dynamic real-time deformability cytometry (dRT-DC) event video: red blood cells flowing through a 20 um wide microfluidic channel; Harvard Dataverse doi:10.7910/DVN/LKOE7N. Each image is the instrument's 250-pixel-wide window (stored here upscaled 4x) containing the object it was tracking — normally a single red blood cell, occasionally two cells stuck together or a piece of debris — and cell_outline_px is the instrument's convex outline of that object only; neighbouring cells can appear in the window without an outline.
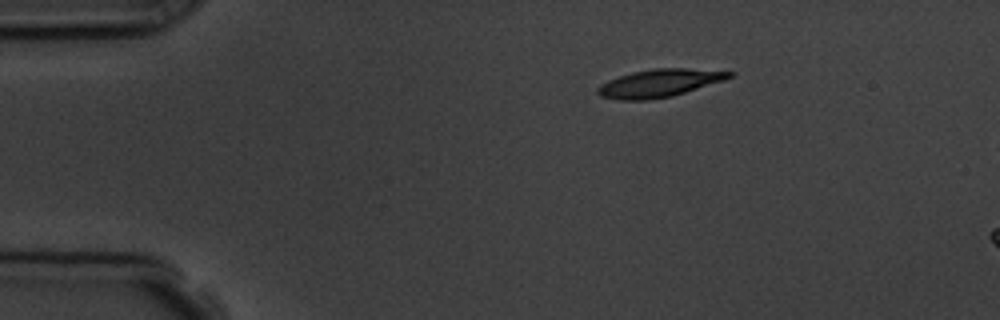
{"species": "common noctule bat (a hibernating species)", "species_latin": "Nyctalus noctula", "temperature_condition": "room temperature", "stored_images_in_passage": 2, "camera_frame_rate_fps": 3000, "um_per_image_px": 0.085, "animal": {"sex": "male", "body_mass_g": 19.5, "forearm_length_mm": 54.6}, "frame": {"image": 1, "passage_image": 1, "time_ms": 0.0, "image_size_px": [1000, 320], "cell_outline_px": [[732, 76], [724, 80], [672, 96], [644, 100], [620, 100], [600, 96], [596, 92], [596, 88], [600, 84], [608, 80], [632, 72], [652, 68], [688, 68], [732, 72]], "centroid_in_image_um": [55.99, 7.06], "position_along_channel_um": 29.0, "area_um2": 21.15}}